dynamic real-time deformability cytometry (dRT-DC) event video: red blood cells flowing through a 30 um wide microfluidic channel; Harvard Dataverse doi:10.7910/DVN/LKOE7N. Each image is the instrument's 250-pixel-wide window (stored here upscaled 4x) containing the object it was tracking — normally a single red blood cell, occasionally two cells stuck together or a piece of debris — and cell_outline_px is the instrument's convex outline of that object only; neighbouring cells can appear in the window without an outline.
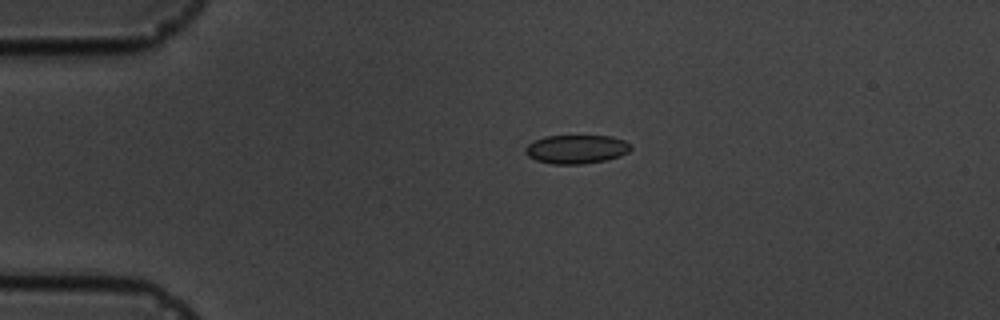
{"species": "common noctule bat (a hibernating species)", "species_latin": "Nyctalus noctula", "temperature_condition": "cold", "stored_images_in_passage": 4, "camera_frame_rate_fps": 3000, "um_per_image_px": 0.085, "animal": {"sex": "male", "body_mass_g": 19.5, "forearm_length_mm": 54.6}, "frame": {"image": 1, "passage_image": 3, "time_ms": 2.333, "image_size_px": [1000, 320], "cell_outline_px": [[632, 148], [628, 152], [620, 156], [608, 160], [580, 164], [552, 164], [536, 160], [528, 156], [524, 152], [524, 148], [528, 144], [544, 136], [612, 136], [624, 140], [632, 144]], "centroid_in_image_um": [49.01, 12.68], "position_along_channel_um": 36.0, "area_um2": 17.8}}